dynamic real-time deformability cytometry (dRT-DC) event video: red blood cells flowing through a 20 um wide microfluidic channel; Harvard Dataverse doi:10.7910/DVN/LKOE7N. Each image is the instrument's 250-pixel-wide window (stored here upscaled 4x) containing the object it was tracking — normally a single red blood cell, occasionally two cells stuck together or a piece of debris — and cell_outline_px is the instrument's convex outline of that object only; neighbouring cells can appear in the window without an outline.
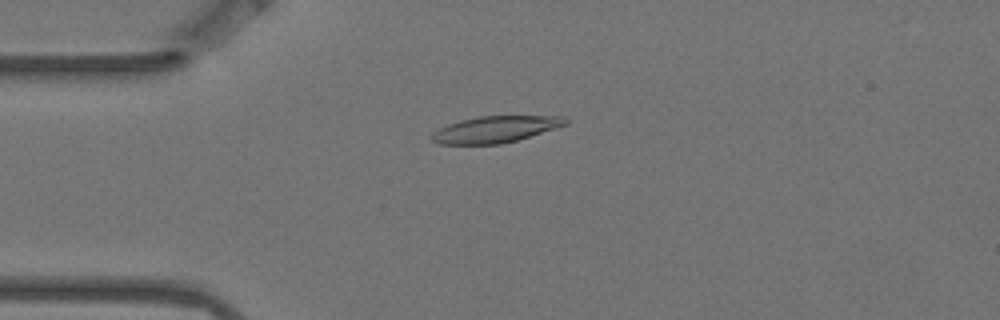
{"species": "Egyptian fruit bat (a non-hibernating species)", "species_latin": "Rousettus aegyptiacus", "temperature_condition": "warm", "stored_images_in_passage": 11, "camera_frame_rate_fps": 3000, "um_per_image_px": 0.085, "animal": {"sex": "female"}, "frame": {"image": 1, "passage_image": 4, "time_ms": 1.0, "image_size_px": [1000, 320], "cell_outline_px": [[568, 124], [556, 128], [516, 140], [500, 144], [436, 144], [432, 140], [432, 132], [448, 124], [460, 120], [476, 116], [564, 116], [568, 120]], "centroid_in_image_um": [42.09, 10.99], "position_along_channel_um": 42.9, "area_um2": 20.58}}
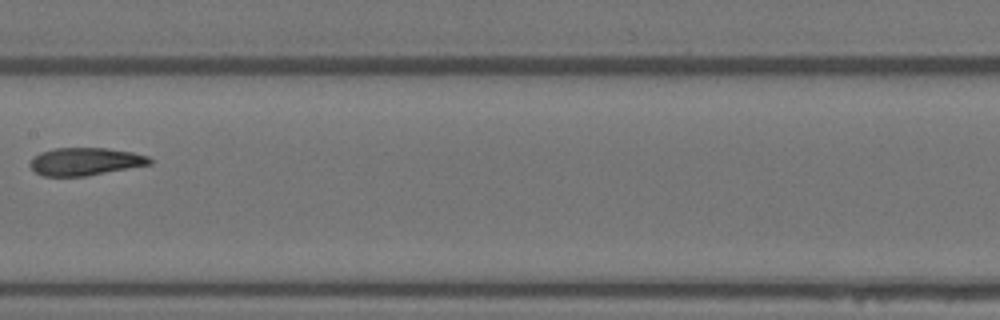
{"frame": {"image": 2, "passage_image": 8, "time_ms": 2.333, "image_size_px": [1000, 320], "cell_outline_px": [[152, 164], [84, 176], [44, 176], [36, 172], [28, 164], [32, 156], [40, 152], [56, 148], [108, 148], [132, 152], [148, 156], [152, 160]], "centroid_in_image_um": [7.22, 13.72], "position_along_channel_um": 200.2, "area_um2": 19.31}}
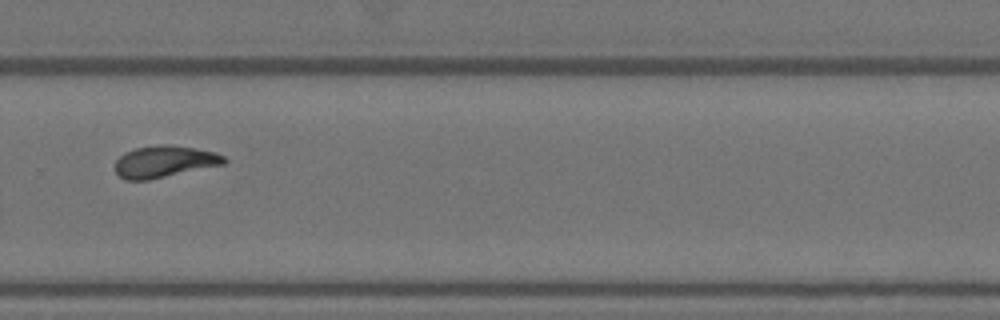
{"frame": {"image": 3, "passage_image": 11, "time_ms": 3.333, "image_size_px": [1000, 320], "cell_outline_px": [[228, 160], [224, 164], [148, 180], [124, 180], [116, 172], [116, 160], [124, 152], [136, 148], [160, 144], [164, 144], [192, 148], [216, 152], [224, 156]], "centroid_in_image_um": [13.97, 13.74], "position_along_channel_um": 315.8, "area_um2": 20.0}}